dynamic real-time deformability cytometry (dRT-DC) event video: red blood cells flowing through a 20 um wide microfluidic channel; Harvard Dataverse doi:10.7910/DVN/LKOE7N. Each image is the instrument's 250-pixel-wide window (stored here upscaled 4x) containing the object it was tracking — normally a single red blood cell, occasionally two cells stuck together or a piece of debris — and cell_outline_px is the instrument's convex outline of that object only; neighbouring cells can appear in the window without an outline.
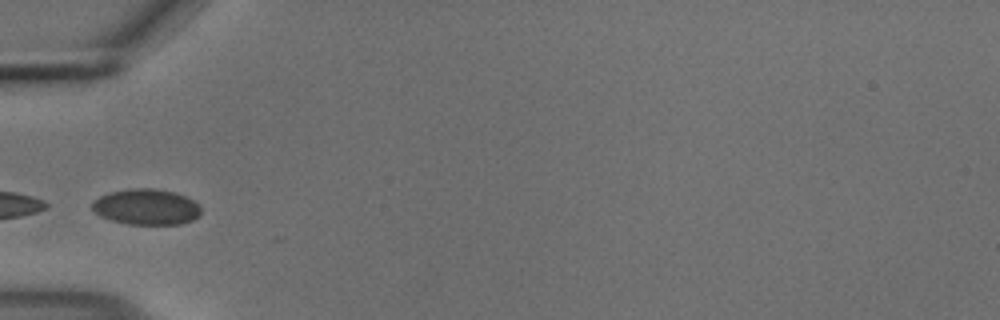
{"species": "common noctule bat (a hibernating species)", "species_latin": "Nyctalus noctula", "temperature_condition": "cold", "stored_images_in_passage": 11, "camera_frame_rate_fps": 3000, "um_per_image_px": 0.085, "animal": {"sex": "male", "body_mass_g": 18.8}, "frame": {"image": 1, "passage_image": 1, "time_ms": 0.0, "image_size_px": [1000, 320], "cell_outline_px": [[200, 216], [192, 220], [180, 224], [128, 224], [112, 220], [100, 216], [92, 208], [92, 200], [108, 192], [128, 188], [152, 188], [176, 192], [200, 204]], "centroid_in_image_um": [12.43, 17.57], "position_along_channel_um": 72.6, "area_um2": 22.83}}
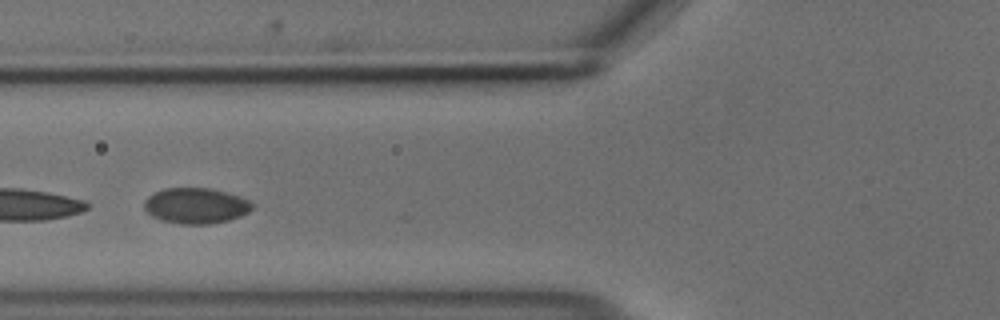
{"frame": {"image": 2, "passage_image": 4, "time_ms": 1.0, "image_size_px": [1000, 320], "cell_outline_px": [[252, 208], [248, 212], [240, 216], [228, 220], [208, 224], [180, 224], [164, 220], [152, 216], [144, 208], [144, 200], [148, 196], [164, 188], [212, 188], [240, 196], [248, 200], [252, 204]], "centroid_in_image_um": [16.64, 17.48], "position_along_channel_um": 109.2, "area_um2": 22.31}}
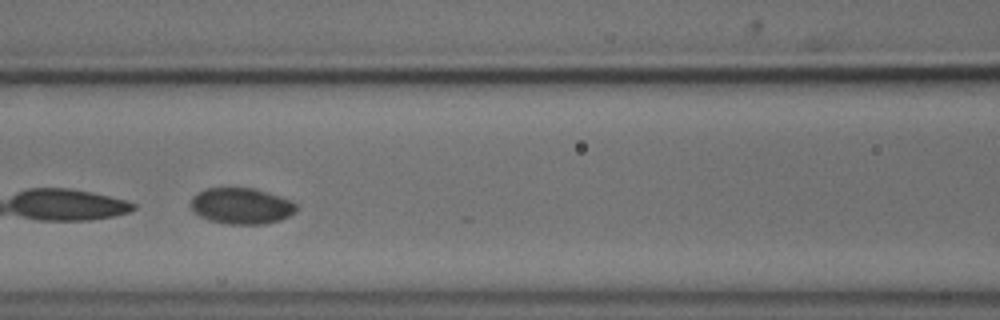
{"frame": {"image": 3, "passage_image": 7, "time_ms": 2.0, "image_size_px": [1000, 320], "cell_outline_px": [[296, 212], [280, 220], [264, 224], [228, 224], [208, 220], [200, 216], [192, 208], [192, 196], [196, 192], [204, 188], [256, 188], [292, 200], [296, 204]], "centroid_in_image_um": [20.53, 17.5], "position_along_channel_um": 146.1, "area_um2": 22.31}}